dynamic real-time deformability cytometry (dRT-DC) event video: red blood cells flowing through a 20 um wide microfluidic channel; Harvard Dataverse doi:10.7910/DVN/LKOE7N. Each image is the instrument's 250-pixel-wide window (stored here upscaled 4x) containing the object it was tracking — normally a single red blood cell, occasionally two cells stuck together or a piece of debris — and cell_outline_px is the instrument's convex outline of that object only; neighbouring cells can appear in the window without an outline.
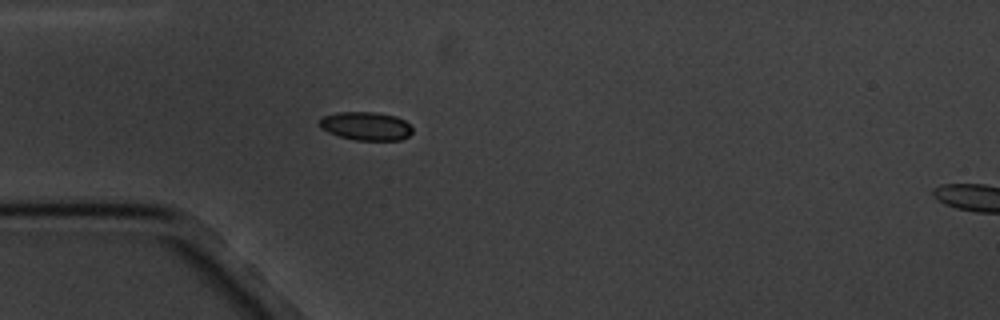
{"species": "common noctule bat (a hibernating species)", "species_latin": "Nyctalus noctula", "temperature_condition": "cold", "stored_images_in_passage": 2, "segment_of_instrument_passage": [1, 2], "camera_frame_rate_fps": 3000, "um_per_image_px": 0.085, "animal": {"sex": "male", "body_mass_g": 20.1, "forearm_length_mm": 53.5}, "frame": {"image": 1, "passage_image": 1, "time_ms": 0.0, "image_size_px": [1000, 320], "cell_outline_px": [[412, 132], [408, 136], [400, 140], [356, 140], [340, 136], [328, 132], [320, 128], [320, 116], [336, 112], [376, 112], [396, 116], [404, 120], [412, 128]], "centroid_in_image_um": [31.08, 10.7], "position_along_channel_um": 53.9, "area_um2": 15.43}}